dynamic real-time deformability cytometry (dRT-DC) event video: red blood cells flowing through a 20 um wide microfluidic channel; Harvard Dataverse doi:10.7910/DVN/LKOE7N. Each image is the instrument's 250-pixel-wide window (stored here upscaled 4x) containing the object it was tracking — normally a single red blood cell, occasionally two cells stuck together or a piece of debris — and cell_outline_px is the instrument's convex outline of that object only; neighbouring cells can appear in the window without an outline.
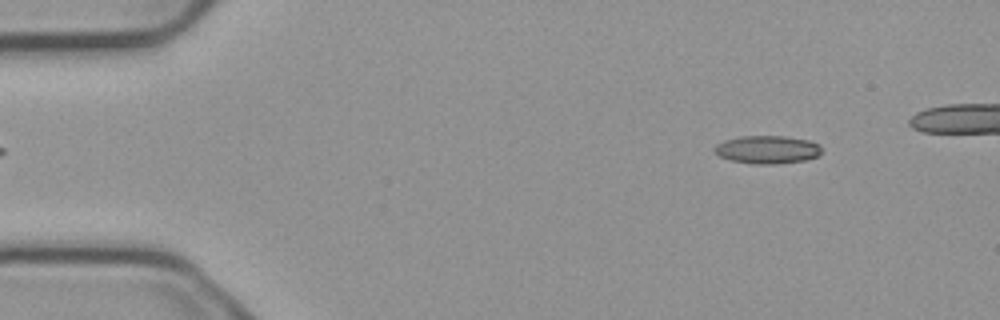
{"species": "common noctule bat (a hibernating species)", "species_latin": "Nyctalus noctula", "temperature_condition": "cold", "stored_images_in_passage": 47, "camera_frame_rate_fps": 3000, "um_per_image_px": 0.085, "animal": {"sex": "male", "body_mass_g": 23.1, "forearm_length_mm": 52.7}, "frame": {"image": 1, "passage_image": 5, "time_ms": 1.333, "image_size_px": [1000, 320], "cell_outline_px": [[820, 152], [816, 156], [804, 160], [776, 164], [752, 164], [732, 160], [720, 156], [712, 148], [716, 144], [724, 140], [740, 136], [784, 136], [808, 140], [820, 144]], "centroid_in_image_um": [65.19, 12.71], "position_along_channel_um": 19.8, "area_um2": 17.4}}
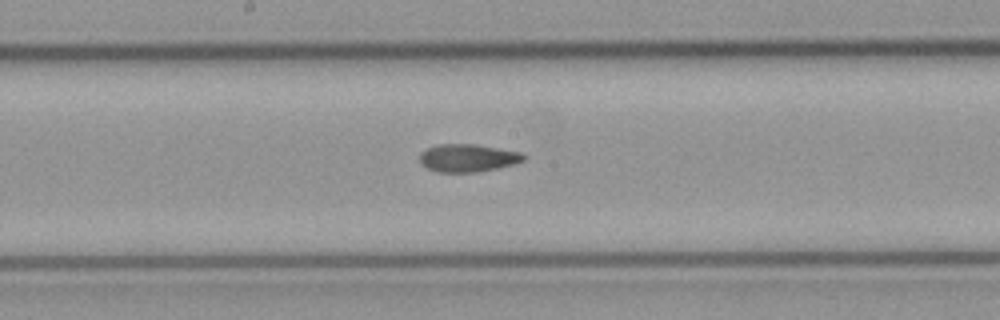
{"frame": {"image": 2, "passage_image": 27, "time_ms": 8.667, "image_size_px": [1000, 320], "cell_outline_px": [[528, 156], [524, 160], [512, 164], [496, 168], [476, 172], [436, 172], [420, 164], [420, 152], [428, 148], [440, 144], [476, 144], [520, 152]], "centroid_in_image_um": [39.75, 13.42], "position_along_channel_um": 208.5, "area_um2": 16.76}}
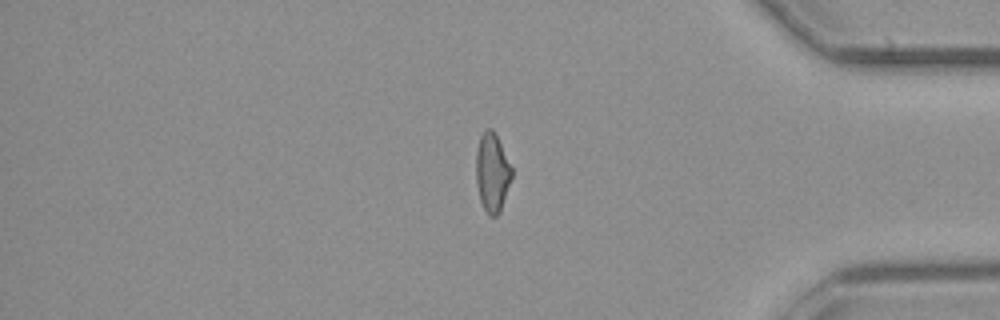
{"frame": {"image": 3, "passage_image": 44, "time_ms": 14.333, "image_size_px": [1000, 320], "cell_outline_px": [[512, 176], [500, 212], [496, 216], [492, 216], [484, 208], [480, 200], [476, 184], [476, 152], [480, 136], [484, 128], [492, 128], [512, 168]], "centroid_in_image_um": [41.82, 14.64], "position_along_channel_um": 393.4, "area_um2": 16.18}}